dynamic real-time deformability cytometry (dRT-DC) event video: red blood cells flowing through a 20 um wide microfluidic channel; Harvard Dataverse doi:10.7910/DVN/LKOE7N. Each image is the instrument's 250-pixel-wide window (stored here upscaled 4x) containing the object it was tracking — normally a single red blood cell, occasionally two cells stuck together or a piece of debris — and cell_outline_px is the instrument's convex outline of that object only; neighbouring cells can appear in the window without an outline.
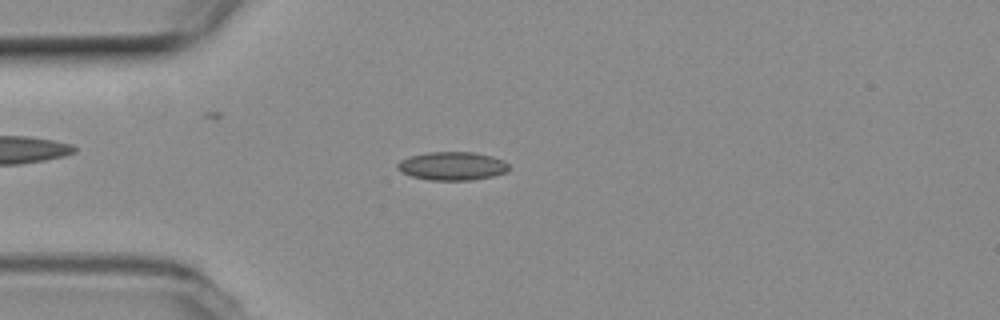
{"species": "common noctule bat (a hibernating species)", "species_latin": "Nyctalus noctula", "temperature_condition": "room temperature", "stored_images_in_passage": 50, "camera_frame_rate_fps": 3000, "um_per_image_px": 0.085, "animal": {"sex": "female", "body_mass_g": 19.3, "forearm_length_mm": 54.1}, "frame": {"image": 1, "passage_image": 10, "time_ms": 3.0, "image_size_px": [1000, 320], "cell_outline_px": [[508, 172], [492, 176], [472, 180], [428, 180], [412, 176], [396, 168], [396, 164], [400, 160], [408, 156], [428, 152], [476, 152], [492, 156], [504, 160], [508, 164]], "centroid_in_image_um": [38.44, 14.1], "position_along_channel_um": 46.6, "area_um2": 18.55}}
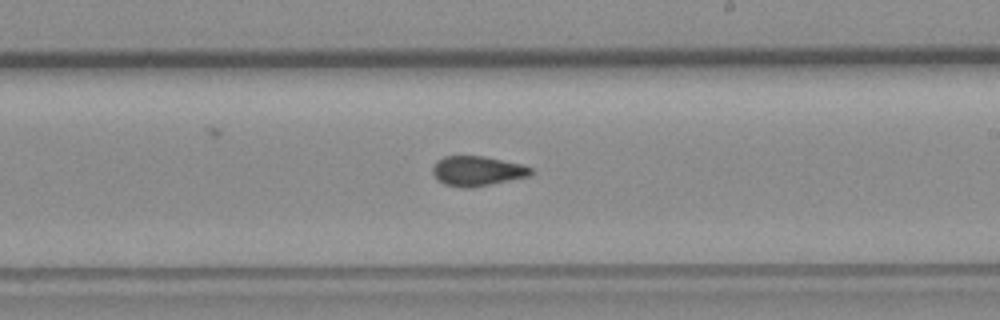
{"frame": {"image": 2, "passage_image": 27, "time_ms": 8.667, "image_size_px": [1000, 320], "cell_outline_px": [[532, 172], [528, 176], [472, 188], [464, 188], [444, 184], [432, 172], [432, 168], [436, 160], [444, 156], [484, 156], [520, 164], [532, 168]], "centroid_in_image_um": [40.53, 14.53], "position_along_channel_um": 248.5, "area_um2": 16.88}}
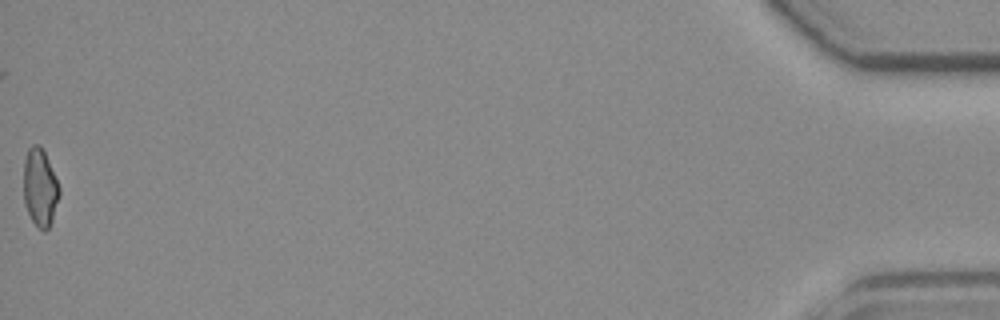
{"frame": {"image": 3, "passage_image": 50, "time_ms": 16.333, "image_size_px": [1000, 320], "cell_outline_px": [[60, 196], [52, 220], [48, 228], [44, 232], [32, 220], [24, 204], [24, 160], [28, 148], [32, 144], [40, 144], [44, 152], [60, 188]], "centroid_in_image_um": [3.4, 15.93], "position_along_channel_um": 431.8, "area_um2": 16.07}, "authors_computed_cell_mechanics": {"area_um2": 16.9643, "velocity_mm_per_s": 3.8002, "shape_relaxation_time_tau1_ms": null, "shape_relaxation_time_tau2_ms": 2.1369, "deformation_change_tau1": null, "deformation_change_tau2": 0.0535}}